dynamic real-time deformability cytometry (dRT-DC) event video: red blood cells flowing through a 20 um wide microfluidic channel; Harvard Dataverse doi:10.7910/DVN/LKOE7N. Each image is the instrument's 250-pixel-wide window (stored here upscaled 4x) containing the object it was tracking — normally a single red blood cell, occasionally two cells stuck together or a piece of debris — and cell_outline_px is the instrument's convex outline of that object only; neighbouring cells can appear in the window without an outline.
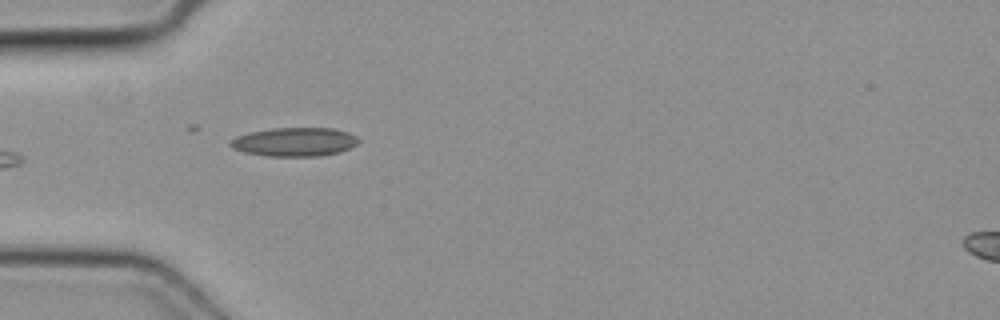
{"species": "common noctule bat (a hibernating species)", "species_latin": "Nyctalus noctula", "temperature_condition": "cold", "stored_images_in_passage": 7, "camera_frame_rate_fps": 3000, "um_per_image_px": 0.085, "animal": {"sex": "female", "body_mass_g": 19.3, "forearm_length_mm": 54.1}, "frame": {"image": 1, "passage_image": 5, "time_ms": 1.333, "image_size_px": [1000, 320], "cell_outline_px": [[360, 140], [356, 144], [348, 148], [336, 152], [316, 156], [268, 156], [244, 152], [232, 148], [228, 144], [236, 136], [248, 132], [272, 128], [332, 128], [348, 132], [356, 136]], "centroid_in_image_um": [25.0, 12.05], "position_along_channel_um": 60.0, "area_um2": 21.33}}
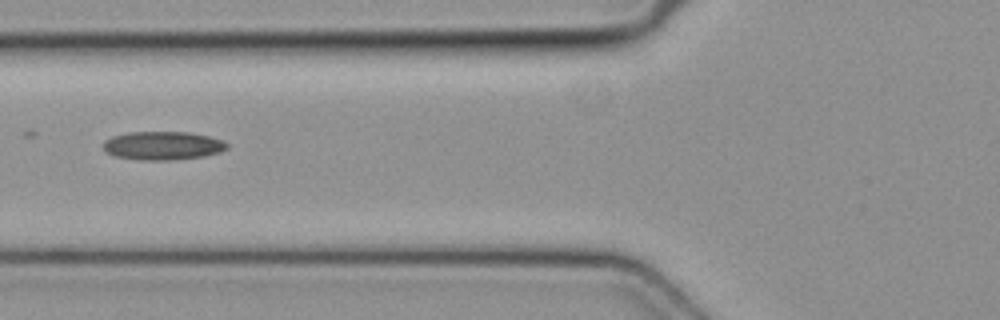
{"frame": {"image": 2, "passage_image": 6, "time_ms": 1.667, "image_size_px": [1000, 320], "cell_outline_px": [[228, 148], [220, 152], [204, 156], [172, 160], [140, 160], [112, 156], [104, 152], [104, 140], [112, 136], [128, 132], [188, 132], [208, 136], [224, 140], [228, 144]], "centroid_in_image_um": [13.82, 12.38], "position_along_channel_um": 112.0, "area_um2": 20.75}}
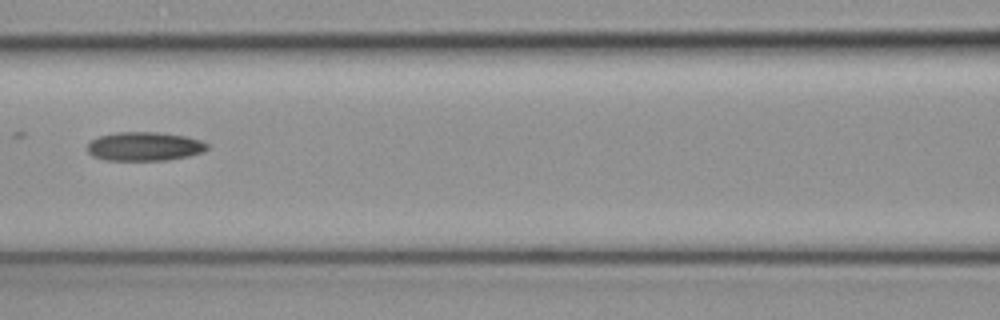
{"frame": {"image": 3, "passage_image": 7, "time_ms": 2.0, "image_size_px": [1000, 320], "cell_outline_px": [[208, 148], [204, 152], [188, 156], [168, 160], [104, 160], [92, 156], [88, 152], [88, 144], [92, 140], [100, 136], [116, 132], [156, 132], [184, 136], [200, 140], [208, 144]], "centroid_in_image_um": [12.28, 12.45], "position_along_channel_um": 154.3, "area_um2": 20.11}}